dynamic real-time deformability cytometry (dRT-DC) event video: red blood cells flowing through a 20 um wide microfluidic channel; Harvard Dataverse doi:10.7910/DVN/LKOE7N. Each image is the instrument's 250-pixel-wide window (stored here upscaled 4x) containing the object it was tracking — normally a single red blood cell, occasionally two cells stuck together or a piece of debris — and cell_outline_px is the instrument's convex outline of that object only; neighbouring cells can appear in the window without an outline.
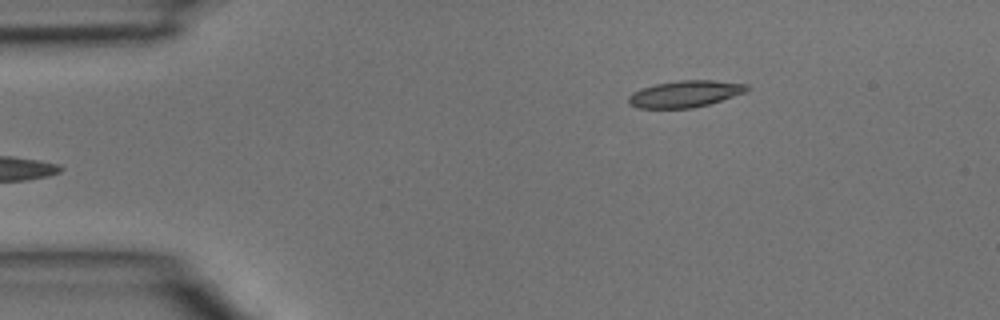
{"species": "common noctule bat (a hibernating species)", "species_latin": "Nyctalus noctula", "temperature_condition": "room temperature", "stored_images_in_passage": 4, "camera_frame_rate_fps": 3000, "um_per_image_px": 0.085, "animal": {"sex": "male", "body_mass_g": 15.6}, "frame": {"image": 1, "passage_image": 4, "time_ms": 1.0, "image_size_px": [1000, 320], "cell_outline_px": [[748, 88], [744, 92], [708, 104], [692, 108], [636, 108], [628, 104], [628, 96], [632, 92], [640, 88], [656, 84], [680, 80], [712, 80], [748, 84]], "centroid_in_image_um": [58.16, 7.98], "position_along_channel_um": 26.8, "area_um2": 18.26}}